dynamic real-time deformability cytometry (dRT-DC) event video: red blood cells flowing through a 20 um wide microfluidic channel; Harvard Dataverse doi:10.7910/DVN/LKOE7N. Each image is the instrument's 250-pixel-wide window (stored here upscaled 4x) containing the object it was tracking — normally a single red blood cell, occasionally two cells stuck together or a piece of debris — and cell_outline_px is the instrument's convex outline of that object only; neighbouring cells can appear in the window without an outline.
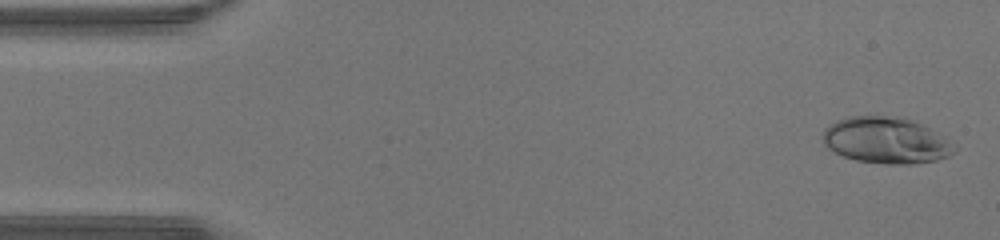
{"species": "human", "species_latin": "Homo sapiens", "temperature_condition": "warm", "stored_images_in_passage": 46, "camera_frame_rate_fps": 3000, "um_per_image_px": 0.085, "donor": {"sex": "male"}, "frame": {"image": 1, "passage_image": 2, "time_ms": 0.333, "image_size_px": [1000, 240], "cell_outline_px": [[956, 152], [948, 156], [936, 160], [912, 164], [888, 164], [856, 160], [844, 156], [828, 148], [824, 144], [824, 128], [836, 120], [848, 116], [904, 116], [916, 120], [940, 132], [956, 148]], "centroid_in_image_um": [75.36, 11.9], "position_along_channel_um": 9.6, "area_um2": 35.89}}
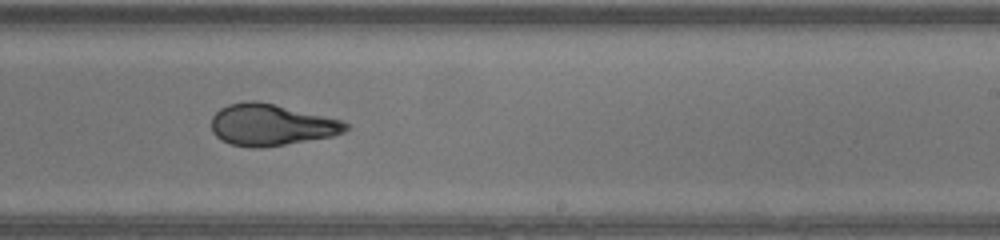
{"frame": {"image": 2, "passage_image": 28, "time_ms": 9.0, "image_size_px": [1000, 240], "cell_outline_px": [[348, 128], [344, 132], [332, 136], [284, 144], [256, 148], [252, 148], [232, 144], [220, 140], [212, 132], [212, 116], [220, 108], [228, 104], [244, 100], [256, 100], [340, 120], [348, 124]], "centroid_in_image_um": [22.99, 10.61], "position_along_channel_um": 266.0, "area_um2": 32.14}}
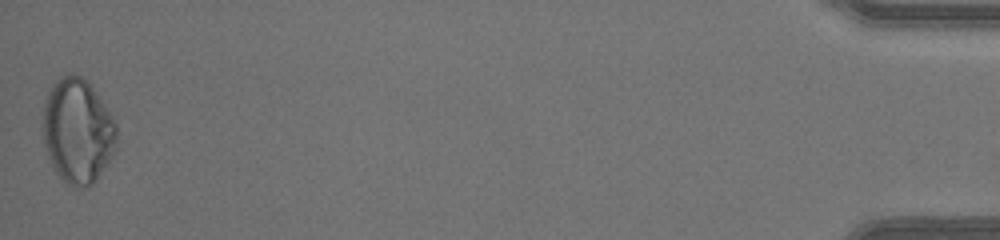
{"frame": {"image": 3, "passage_image": 46, "time_ms": 15.0, "image_size_px": [1000, 240], "cell_outline_px": [[116, 144], [112, 156], [108, 164], [96, 180], [92, 184], [80, 188], [64, 184], [52, 168], [44, 144], [44, 104], [48, 92], [52, 84], [60, 76], [68, 72], [72, 72], [88, 80], [112, 116], [116, 124]], "centroid_in_image_um": [6.6, 11.14], "position_along_channel_um": 428.6, "area_um2": 45.43}}